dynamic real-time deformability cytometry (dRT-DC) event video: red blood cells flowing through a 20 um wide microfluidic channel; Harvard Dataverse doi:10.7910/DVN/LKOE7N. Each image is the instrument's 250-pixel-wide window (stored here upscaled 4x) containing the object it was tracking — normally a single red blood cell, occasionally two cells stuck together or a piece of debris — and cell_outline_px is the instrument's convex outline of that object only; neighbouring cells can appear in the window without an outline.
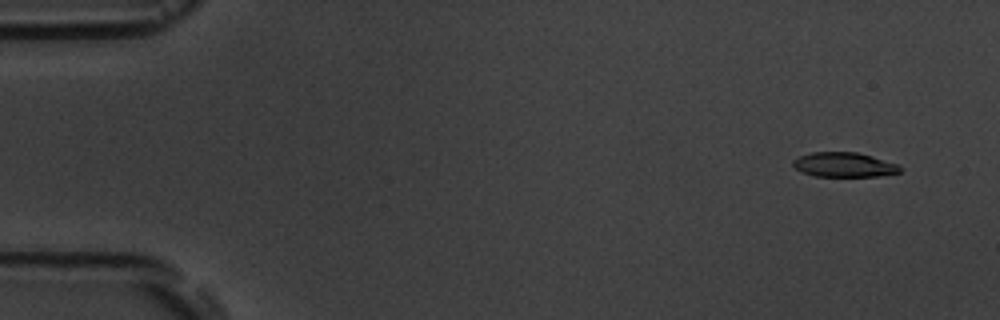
{"species": "common noctule bat (a hibernating species)", "species_latin": "Nyctalus noctula", "temperature_condition": "room temperature", "stored_images_in_passage": 5, "camera_frame_rate_fps": 3000, "um_per_image_px": 0.085, "animal": {"sex": "male", "body_mass_g": 19.5, "forearm_length_mm": 54.6}, "frame": {"image": 1, "passage_image": 1, "time_ms": 0.0, "image_size_px": [1000, 320], "cell_outline_px": [[904, 168], [900, 172], [880, 176], [816, 176], [804, 172], [796, 168], [792, 164], [792, 160], [800, 156], [812, 152], [856, 152], [872, 156], [896, 164]], "centroid_in_image_um": [71.76, 14.0], "position_along_channel_um": 13.2, "area_um2": 15.2}}
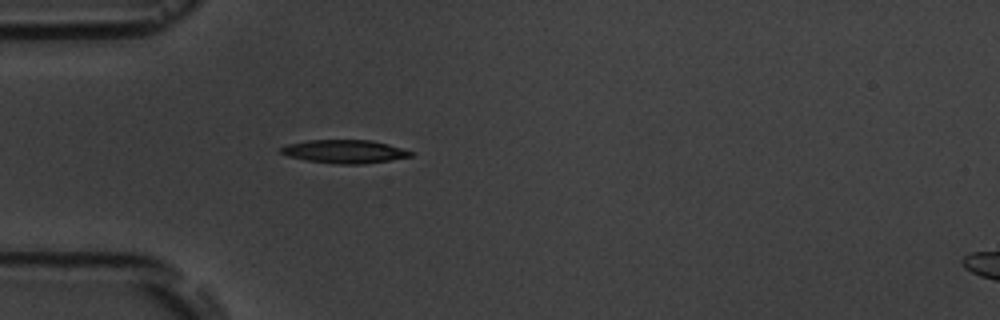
{"frame": {"image": 2, "passage_image": 5, "time_ms": 4.333, "image_size_px": [1000, 320], "cell_outline_px": [[416, 152], [412, 156], [364, 164], [340, 164], [308, 160], [288, 156], [280, 152], [280, 148], [288, 144], [308, 140], [372, 140], [388, 144]], "centroid_in_image_um": [29.33, 12.87], "position_along_channel_um": 55.7, "area_um2": 17.51}}